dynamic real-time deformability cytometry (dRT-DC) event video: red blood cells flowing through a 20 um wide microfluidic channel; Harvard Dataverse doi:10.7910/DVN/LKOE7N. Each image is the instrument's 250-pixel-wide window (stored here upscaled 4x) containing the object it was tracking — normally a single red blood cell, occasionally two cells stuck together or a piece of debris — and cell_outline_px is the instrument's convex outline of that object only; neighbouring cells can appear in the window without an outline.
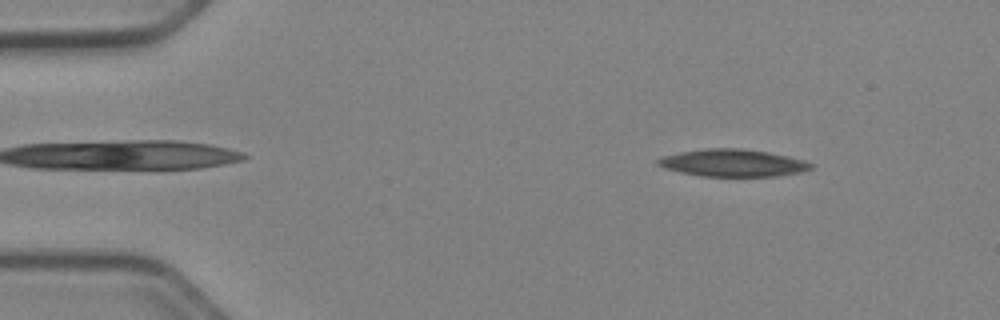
{"species": "Egyptian fruit bat (a non-hibernating species)", "species_latin": "Rousettus aegyptiacus", "temperature_condition": "cold", "stored_images_in_passage": 51, "camera_frame_rate_fps": 3000, "um_per_image_px": 0.085, "animal": {"sex": "female"}, "frame": {"image": 1, "passage_image": 6, "time_ms": 1.667, "image_size_px": [1000, 320], "cell_outline_px": [[812, 168], [800, 172], [776, 176], [700, 176], [680, 172], [664, 168], [656, 164], [656, 160], [664, 156], [680, 152], [708, 148], [740, 148], [768, 152], [788, 156], [804, 160], [812, 164]], "centroid_in_image_um": [62.27, 13.85], "position_along_channel_um": 22.7, "area_um2": 24.22}}
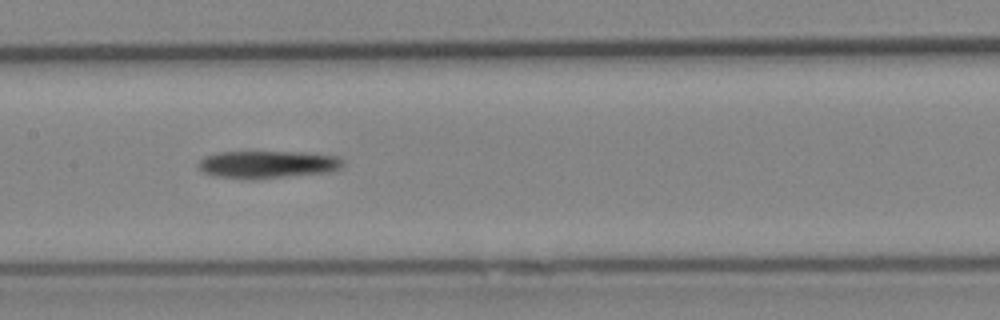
{"frame": {"image": 2, "passage_image": 25, "time_ms": 8.0, "image_size_px": [1000, 320], "cell_outline_px": [[340, 168], [328, 172], [280, 176], [216, 176], [204, 172], [200, 168], [200, 160], [204, 156], [216, 152], [308, 152], [336, 156], [340, 160]], "centroid_in_image_um": [22.75, 13.92], "position_along_channel_um": 184.7, "area_um2": 21.79}}
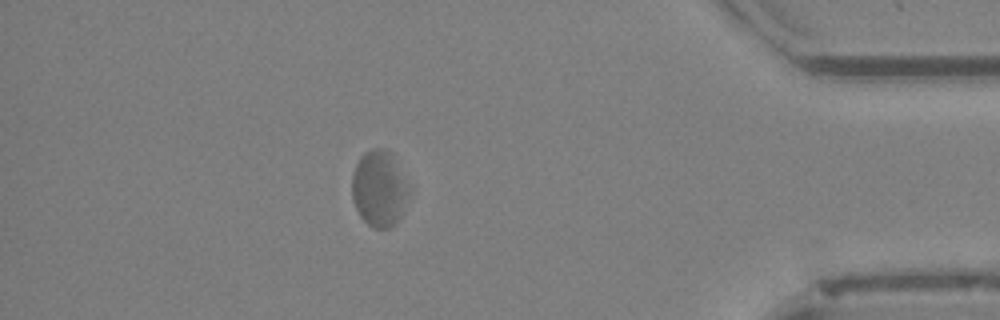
{"frame": {"image": 3, "passage_image": 45, "time_ms": 14.667, "image_size_px": [1000, 320], "cell_outline_px": [[412, 188], [396, 224], [388, 228], [376, 228], [368, 224], [360, 216], [352, 200], [352, 172], [360, 156], [364, 152], [372, 148], [384, 148], [392, 156]], "centroid_in_image_um": [32.23, 16.02], "position_along_channel_um": 403.0, "area_um2": 25.37}, "authors_computed_cell_mechanics": {"area_um2": 24.3338, "velocity_mm_per_s": 3.8694, "shape_relaxation_time_tau1_ms": null, "shape_relaxation_time_tau2_ms": 6.3633, "deformation_change_tau1": null, "deformation_change_tau2": 0.139}}